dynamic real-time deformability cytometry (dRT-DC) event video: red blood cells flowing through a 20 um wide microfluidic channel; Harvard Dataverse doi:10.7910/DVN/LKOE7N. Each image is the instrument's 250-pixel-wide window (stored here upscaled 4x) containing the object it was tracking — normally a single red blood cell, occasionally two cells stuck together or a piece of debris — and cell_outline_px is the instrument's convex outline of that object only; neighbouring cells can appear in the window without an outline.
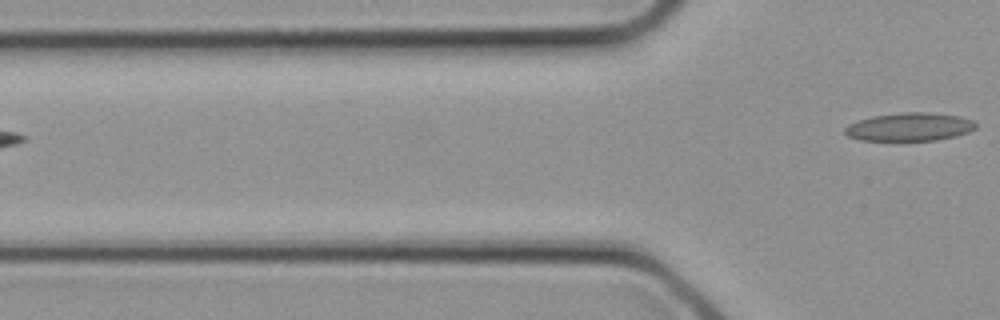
{"species": "common noctule bat (a hibernating species)", "species_latin": "Nyctalus noctula", "temperature_condition": "cold", "stored_images_in_passage": 2, "camera_frame_rate_fps": 3000, "um_per_image_px": 0.085, "animal": {"sex": "female", "body_mass_g": 21.9}, "frame": {"image": 1, "passage_image": 2, "time_ms": 0.333, "image_size_px": [1000, 320], "cell_outline_px": [[976, 128], [968, 132], [956, 136], [936, 140], [860, 140], [848, 136], [844, 132], [844, 128], [848, 124], [872, 116], [900, 112], [928, 112], [960, 116], [972, 120], [976, 124]], "centroid_in_image_um": [77.31, 10.78], "position_along_channel_um": 48.5, "area_um2": 21.5}}